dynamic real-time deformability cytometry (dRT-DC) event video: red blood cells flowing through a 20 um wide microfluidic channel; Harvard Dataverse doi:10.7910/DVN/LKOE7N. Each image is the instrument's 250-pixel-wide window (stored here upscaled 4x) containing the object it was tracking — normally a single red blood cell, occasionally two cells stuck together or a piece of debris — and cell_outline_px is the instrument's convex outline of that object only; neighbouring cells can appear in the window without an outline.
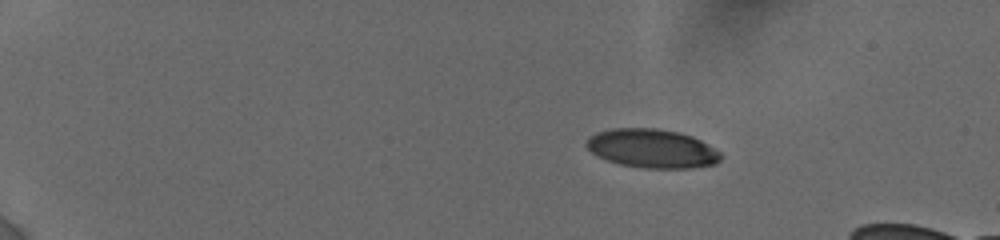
{"species": "human", "species_latin": "Homo sapiens", "temperature_condition": "cold", "stored_images_in_passage": 11, "camera_frame_rate_fps": 3000, "um_per_image_px": 0.085, "donor": {"sex": "female"}, "frame": {"image": 1, "passage_image": 1, "time_ms": 0.0, "image_size_px": [1000, 240], "cell_outline_px": [[720, 160], [716, 164], [692, 168], [644, 168], [620, 164], [604, 160], [596, 156], [584, 144], [588, 136], [596, 132], [612, 128], [656, 128], [680, 132], [692, 136], [700, 140], [720, 152]], "centroid_in_image_um": [55.38, 12.62], "position_along_channel_um": 29.6, "area_um2": 30.63}}
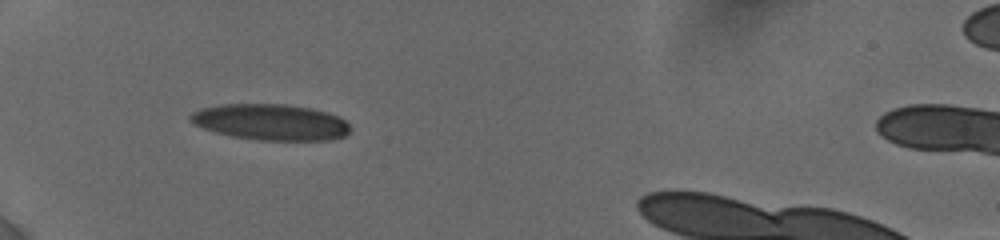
{"frame": {"image": 2, "passage_image": 7, "time_ms": 3.333, "image_size_px": [1000, 240], "cell_outline_px": [[352, 128], [344, 136], [332, 140], [260, 140], [232, 136], [216, 132], [204, 128], [188, 120], [188, 116], [192, 112], [200, 108], [220, 104], [284, 104], [312, 108], [336, 116], [344, 120]], "centroid_in_image_um": [22.99, 10.37], "position_along_channel_um": 62.0, "area_um2": 33.52}}
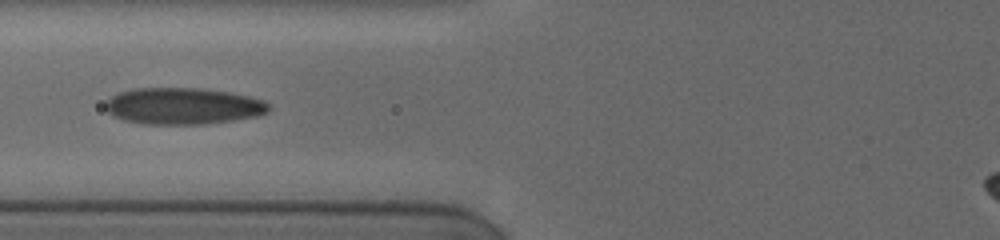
{"frame": {"image": 3, "passage_image": 10, "time_ms": 5.0, "image_size_px": [1000, 240], "cell_outline_px": [[272, 108], [268, 112], [256, 116], [232, 120], [204, 124], [144, 124], [124, 120], [112, 116], [104, 108], [104, 104], [112, 96], [120, 92], [132, 88], [200, 88], [228, 92], [248, 96], [264, 100], [272, 104]], "centroid_in_image_um": [15.56, 9.01], "position_along_channel_um": 110.2, "area_um2": 35.03}}